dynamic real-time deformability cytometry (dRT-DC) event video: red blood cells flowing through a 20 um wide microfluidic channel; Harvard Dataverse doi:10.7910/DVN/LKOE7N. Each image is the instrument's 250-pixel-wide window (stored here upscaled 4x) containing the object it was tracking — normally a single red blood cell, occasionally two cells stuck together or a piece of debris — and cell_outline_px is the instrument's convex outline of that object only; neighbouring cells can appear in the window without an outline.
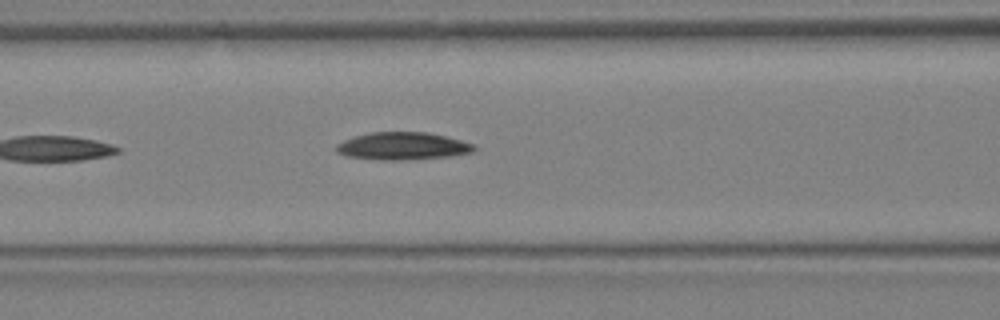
{"species": "Egyptian fruit bat (a non-hibernating species)", "species_latin": "Rousettus aegyptiacus", "temperature_condition": "warm", "stored_images_in_passage": 8, "camera_frame_rate_fps": 3000, "um_per_image_px": 0.085, "animal": {"sex": "female"}, "frame": {"image": 1, "passage_image": 8, "time_ms": 2.333, "image_size_px": [1000, 320], "cell_outline_px": [[476, 148], [472, 152], [448, 156], [396, 160], [384, 160], [348, 156], [336, 152], [336, 144], [344, 140], [368, 132], [428, 132], [460, 140], [472, 144]], "centroid_in_image_um": [34.19, 12.4], "position_along_channel_um": 132.4, "area_um2": 21.73}}